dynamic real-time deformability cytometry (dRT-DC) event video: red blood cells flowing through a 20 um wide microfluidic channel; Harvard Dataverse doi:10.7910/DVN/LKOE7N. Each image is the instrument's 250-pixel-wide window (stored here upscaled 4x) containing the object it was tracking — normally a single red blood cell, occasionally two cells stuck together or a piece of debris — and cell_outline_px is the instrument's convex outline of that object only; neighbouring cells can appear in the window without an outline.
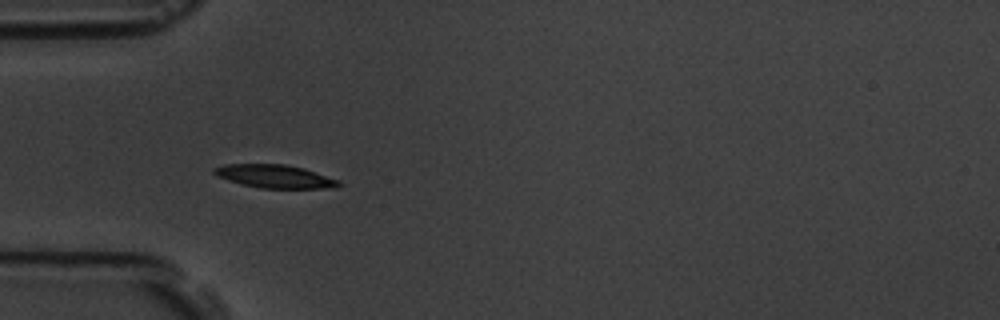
{"species": "common noctule bat (a hibernating species)", "species_latin": "Nyctalus noctula", "temperature_condition": "room temperature", "stored_images_in_passage": 41, "camera_frame_rate_fps": 3000, "um_per_image_px": 0.085, "animal": {"sex": "male", "body_mass_g": 19.5, "forearm_length_mm": 54.6}, "frame": {"image": 1, "passage_image": 1, "time_ms": 0.0, "image_size_px": [1000, 320], "cell_outline_px": [[344, 184], [336, 188], [260, 188], [228, 180], [216, 176], [212, 172], [212, 168], [224, 164], [284, 164], [304, 168], [340, 180]], "centroid_in_image_um": [23.39, 14.99], "position_along_channel_um": 61.6, "area_um2": 16.99}}
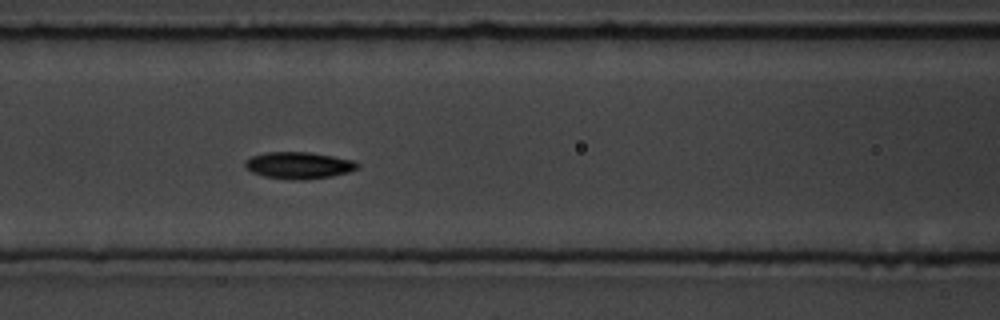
{"frame": {"image": 2, "passage_image": 8, "time_ms": 2.333, "image_size_px": [1000, 320], "cell_outline_px": [[360, 164], [356, 168], [348, 172], [332, 176], [304, 180], [292, 180], [264, 176], [252, 172], [244, 164], [244, 160], [252, 156], [268, 152], [308, 152], [356, 160]], "centroid_in_image_um": [25.41, 14.05], "position_along_channel_um": 141.2, "area_um2": 17.51}}
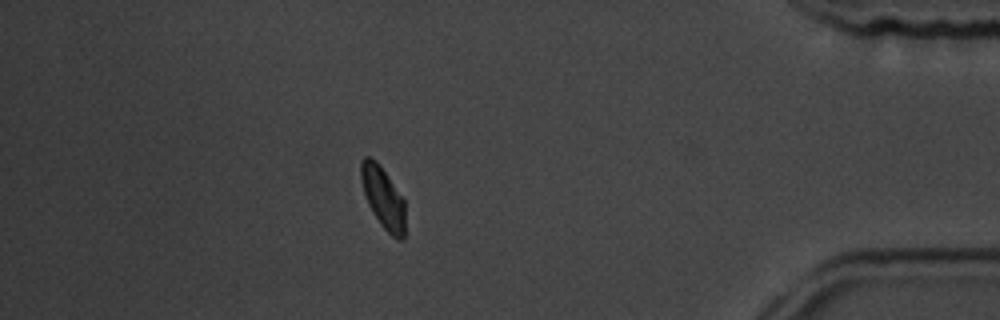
{"frame": {"image": 3, "passage_image": 34, "time_ms": 11.0, "image_size_px": [1000, 320], "cell_outline_px": [[404, 240], [396, 240], [380, 224], [372, 212], [368, 204], [360, 180], [360, 160], [364, 156], [368, 156], [376, 160], [380, 164], [404, 200]], "centroid_in_image_um": [32.54, 16.77], "position_along_channel_um": 402.7, "area_um2": 15.95}, "authors_computed_cell_mechanics": {"area_um2": 16.8198, "velocity_mm_per_s": 3.5093, "shape_relaxation_time_tau1_ms": 1.6614, "shape_relaxation_time_tau2_ms": 5.5221, "deformation_change_tau1": 0.1468, "deformation_change_tau2": 0.0789}}